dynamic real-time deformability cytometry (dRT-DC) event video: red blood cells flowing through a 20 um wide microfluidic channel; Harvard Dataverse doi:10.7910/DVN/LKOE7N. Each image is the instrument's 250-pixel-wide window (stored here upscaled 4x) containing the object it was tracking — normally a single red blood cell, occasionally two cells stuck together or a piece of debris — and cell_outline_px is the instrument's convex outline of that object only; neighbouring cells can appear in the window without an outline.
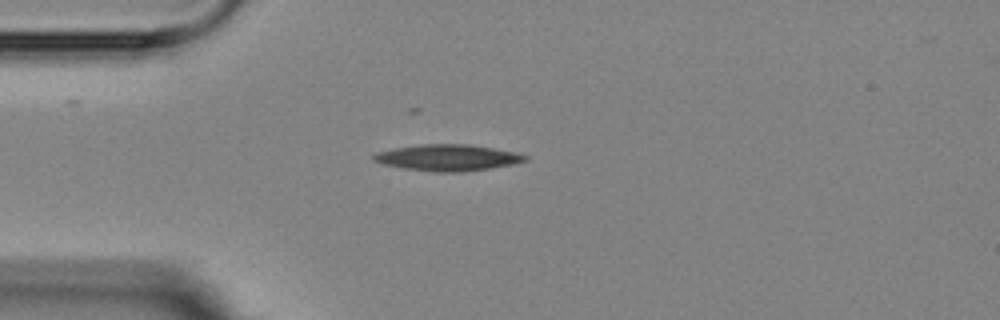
{"species": "Egyptian fruit bat (a non-hibernating species)", "species_latin": "Rousettus aegyptiacus", "temperature_condition": "room temperature", "stored_images_in_passage": 1, "camera_frame_rate_fps": 3000, "um_per_image_px": 0.085, "animal": {"sex": "female"}, "frame": {"image": 1, "passage_image": 1, "time_ms": 0.0, "image_size_px": [1000, 320], "cell_outline_px": [[528, 160], [512, 164], [492, 168], [460, 172], [432, 172], [404, 168], [384, 164], [372, 160], [372, 156], [376, 152], [392, 148], [424, 144], [468, 144], [516, 152], [528, 156]], "centroid_in_image_um": [38.04, 13.4], "position_along_channel_um": 47.0, "area_um2": 23.24}}